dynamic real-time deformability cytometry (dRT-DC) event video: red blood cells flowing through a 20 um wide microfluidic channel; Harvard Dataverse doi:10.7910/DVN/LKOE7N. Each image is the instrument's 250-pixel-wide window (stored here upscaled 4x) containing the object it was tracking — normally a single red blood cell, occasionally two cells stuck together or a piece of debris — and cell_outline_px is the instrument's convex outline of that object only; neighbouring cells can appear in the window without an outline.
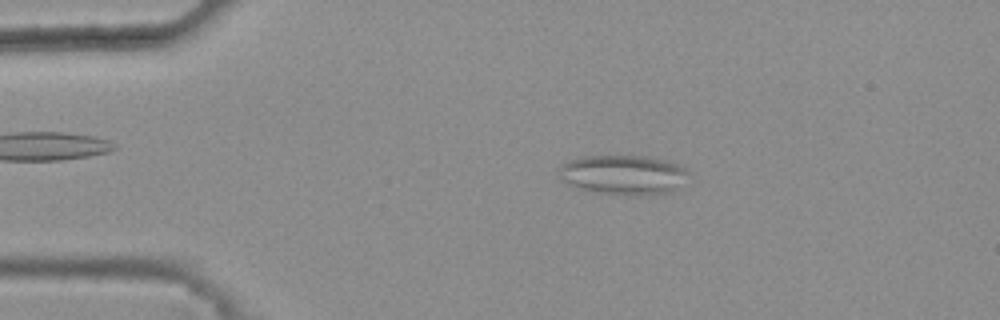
{"species": "common noctule bat (a hibernating species)", "species_latin": "Nyctalus noctula", "temperature_condition": "warm", "stored_images_in_passage": 6, "camera_frame_rate_fps": 3000, "um_per_image_px": 0.085, "animal": {"sex": "female", "body_mass_g": 25.1}, "frame": {"image": 1, "passage_image": 3, "time_ms": 0.667, "image_size_px": [1000, 320], "cell_outline_px": [[692, 172], [672, 192], [652, 196], [624, 196], [592, 192], [568, 184], [560, 180], [560, 168], [568, 160], [580, 156], [644, 156], [664, 160], [680, 164], [688, 168]], "centroid_in_image_um": [53.03, 14.88], "position_along_channel_um": 32.0, "area_um2": 30.58}}